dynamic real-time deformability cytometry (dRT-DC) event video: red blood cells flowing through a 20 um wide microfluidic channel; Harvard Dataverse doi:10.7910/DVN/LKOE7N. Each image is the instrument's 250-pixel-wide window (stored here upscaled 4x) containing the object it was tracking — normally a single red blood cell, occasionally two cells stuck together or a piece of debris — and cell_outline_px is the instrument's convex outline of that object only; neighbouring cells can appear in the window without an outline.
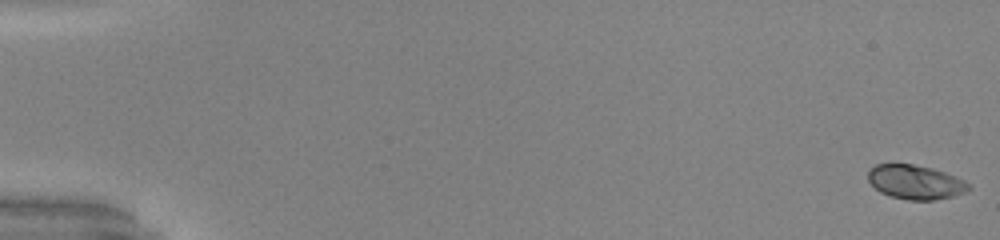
{"species": "common noctule bat (a hibernating species)", "species_latin": "Nyctalus noctula", "temperature_condition": "warm", "stored_images_in_passage": 52, "camera_frame_rate_fps": 3000, "um_per_image_px": 0.085, "animal": {"sex": "male", "body_mass_g": 20.0, "forearm_length_mm": 53.3}, "frame": {"image": 1, "passage_image": 1, "time_ms": 0.0, "image_size_px": [1000, 240], "cell_outline_px": [[972, 188], [964, 192], [952, 196], [932, 200], [908, 200], [888, 196], [880, 192], [868, 180], [868, 172], [876, 164], [912, 164], [932, 168], [944, 172], [964, 180], [972, 184]], "centroid_in_image_um": [77.82, 15.48], "position_along_channel_um": 7.2, "area_um2": 20.0}}
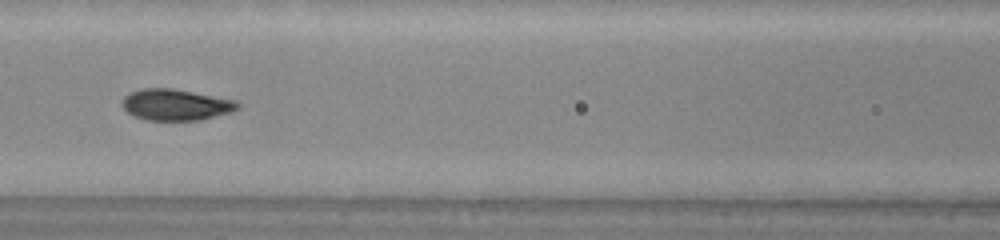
{"frame": {"image": 2, "passage_image": 25, "time_ms": 8.0, "image_size_px": [1000, 240], "cell_outline_px": [[240, 108], [232, 112], [200, 120], [144, 120], [128, 112], [120, 104], [124, 96], [140, 88], [172, 88], [236, 100], [240, 104]], "centroid_in_image_um": [14.95, 8.9], "position_along_channel_um": 151.6, "area_um2": 21.1}}
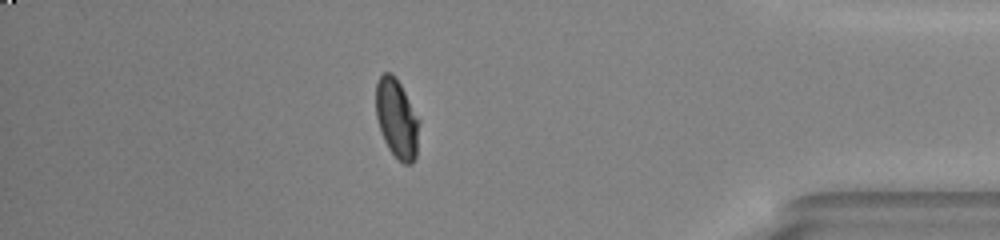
{"frame": {"image": 3, "passage_image": 46, "time_ms": 15.0, "image_size_px": [1000, 240], "cell_outline_px": [[420, 120], [416, 156], [412, 164], [404, 164], [388, 148], [384, 140], [376, 116], [376, 84], [380, 76], [384, 72], [392, 72], [396, 76]], "centroid_in_image_um": [33.74, 10.06], "position_along_channel_um": 401.5, "area_um2": 19.94}, "authors_computed_cell_mechanics": {"area_um2": 20.4034, "velocity_mm_per_s": 4.0491, "shape_relaxation_time_tau1_ms": 4.1787, "shape_relaxation_time_tau2_ms": null, "deformation_change_tau1": 0.1963, "deformation_change_tau2": null}}